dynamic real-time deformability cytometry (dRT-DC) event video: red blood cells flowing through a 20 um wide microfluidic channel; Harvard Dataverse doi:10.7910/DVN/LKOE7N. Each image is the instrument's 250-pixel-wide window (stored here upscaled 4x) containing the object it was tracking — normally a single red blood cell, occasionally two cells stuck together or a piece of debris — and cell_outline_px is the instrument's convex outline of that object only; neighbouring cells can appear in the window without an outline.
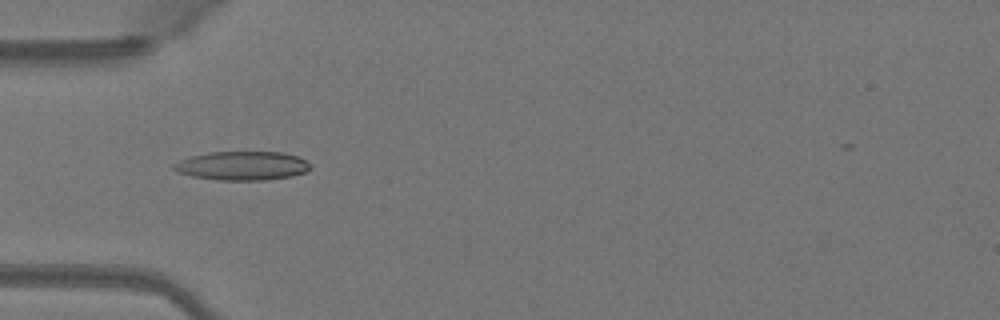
{"species": "Egyptian fruit bat (a non-hibernating species)", "species_latin": "Rousettus aegyptiacus", "temperature_condition": "warm", "stored_images_in_passage": 38, "camera_frame_rate_fps": 3000, "um_per_image_px": 0.085, "animal": {"sex": "female"}, "frame": {"image": 1, "passage_image": 4, "time_ms": 1.0, "image_size_px": [1000, 320], "cell_outline_px": [[312, 168], [308, 172], [292, 176], [268, 180], [220, 180], [192, 176], [180, 172], [172, 168], [172, 164], [180, 160], [192, 156], [208, 152], [280, 152], [300, 156]], "centroid_in_image_um": [20.63, 14.09], "position_along_channel_um": 64.4, "area_um2": 23.0}}
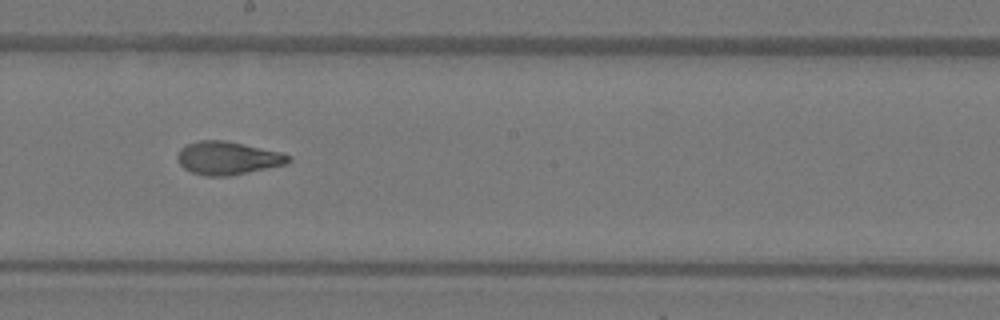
{"frame": {"image": 2, "passage_image": 16, "time_ms": 5.0, "image_size_px": [1000, 320], "cell_outline_px": [[292, 160], [288, 164], [228, 176], [208, 176], [192, 172], [184, 168], [180, 164], [176, 156], [180, 148], [188, 144], [200, 140], [224, 140], [280, 152], [292, 156]], "centroid_in_image_um": [19.37, 13.44], "position_along_channel_um": 228.8, "area_um2": 21.33}}
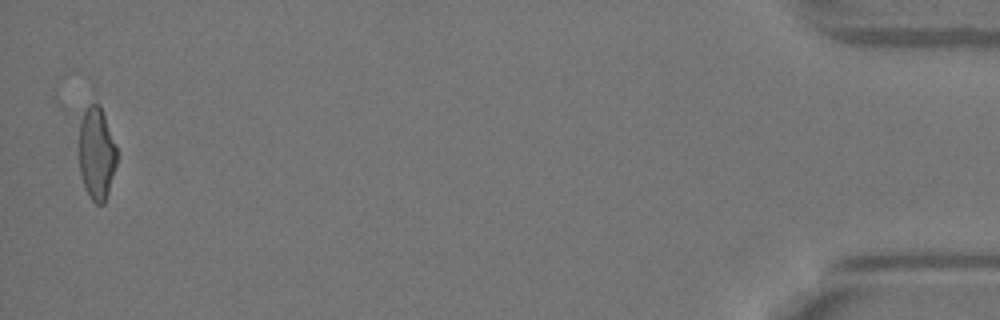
{"frame": {"image": 3, "passage_image": 37, "time_ms": 12.0, "image_size_px": [1000, 320], "cell_outline_px": [[120, 152], [108, 192], [104, 204], [96, 204], [88, 196], [84, 188], [80, 172], [80, 112], [88, 104], [100, 104]], "centroid_in_image_um": [8.23, 13.01], "position_along_channel_um": 427.0, "area_um2": 20.98}, "authors_computed_cell_mechanics": {"area_um2": 21.2415, "velocity_mm_per_s": 4.1093, "shape_relaxation_time_tau1_ms": 10.9695, "shape_relaxation_time_tau2_ms": 1.484, "deformation_change_tau1": 0.3104, "deformation_change_tau2": 0.0857}}